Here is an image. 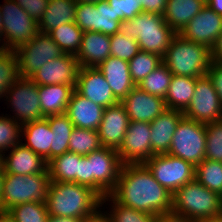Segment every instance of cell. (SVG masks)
I'll use <instances>...</instances> for the list:
<instances>
[{
	"instance_id": "1",
	"label": "cell",
	"mask_w": 222,
	"mask_h": 222,
	"mask_svg": "<svg viewBox=\"0 0 222 222\" xmlns=\"http://www.w3.org/2000/svg\"><path fill=\"white\" fill-rule=\"evenodd\" d=\"M117 203L154 216L172 211L173 194L143 164H123L115 189L109 194Z\"/></svg>"
},
{
	"instance_id": "2",
	"label": "cell",
	"mask_w": 222,
	"mask_h": 222,
	"mask_svg": "<svg viewBox=\"0 0 222 222\" xmlns=\"http://www.w3.org/2000/svg\"><path fill=\"white\" fill-rule=\"evenodd\" d=\"M102 198L87 186L51 181L46 198L49 215L89 219L101 207Z\"/></svg>"
},
{
	"instance_id": "3",
	"label": "cell",
	"mask_w": 222,
	"mask_h": 222,
	"mask_svg": "<svg viewBox=\"0 0 222 222\" xmlns=\"http://www.w3.org/2000/svg\"><path fill=\"white\" fill-rule=\"evenodd\" d=\"M119 33L137 40L140 50L160 55L165 54L176 35L162 15L142 12L131 20L120 22Z\"/></svg>"
},
{
	"instance_id": "4",
	"label": "cell",
	"mask_w": 222,
	"mask_h": 222,
	"mask_svg": "<svg viewBox=\"0 0 222 222\" xmlns=\"http://www.w3.org/2000/svg\"><path fill=\"white\" fill-rule=\"evenodd\" d=\"M162 62L173 75L199 78L207 75L210 68L211 49L176 34L162 56Z\"/></svg>"
},
{
	"instance_id": "5",
	"label": "cell",
	"mask_w": 222,
	"mask_h": 222,
	"mask_svg": "<svg viewBox=\"0 0 222 222\" xmlns=\"http://www.w3.org/2000/svg\"><path fill=\"white\" fill-rule=\"evenodd\" d=\"M171 212L201 222L222 214V197L194 179L173 193Z\"/></svg>"
},
{
	"instance_id": "6",
	"label": "cell",
	"mask_w": 222,
	"mask_h": 222,
	"mask_svg": "<svg viewBox=\"0 0 222 222\" xmlns=\"http://www.w3.org/2000/svg\"><path fill=\"white\" fill-rule=\"evenodd\" d=\"M50 182L48 169L43 173L30 175L5 173L0 212H7L13 206L21 203H46Z\"/></svg>"
},
{
	"instance_id": "7",
	"label": "cell",
	"mask_w": 222,
	"mask_h": 222,
	"mask_svg": "<svg viewBox=\"0 0 222 222\" xmlns=\"http://www.w3.org/2000/svg\"><path fill=\"white\" fill-rule=\"evenodd\" d=\"M206 124L183 117L174 132L168 154L192 163L205 159Z\"/></svg>"
},
{
	"instance_id": "8",
	"label": "cell",
	"mask_w": 222,
	"mask_h": 222,
	"mask_svg": "<svg viewBox=\"0 0 222 222\" xmlns=\"http://www.w3.org/2000/svg\"><path fill=\"white\" fill-rule=\"evenodd\" d=\"M0 4L3 26V50H16L29 42L38 32V23L14 0Z\"/></svg>"
},
{
	"instance_id": "9",
	"label": "cell",
	"mask_w": 222,
	"mask_h": 222,
	"mask_svg": "<svg viewBox=\"0 0 222 222\" xmlns=\"http://www.w3.org/2000/svg\"><path fill=\"white\" fill-rule=\"evenodd\" d=\"M153 177L172 194L195 179V166L168 153L155 154L143 163Z\"/></svg>"
},
{
	"instance_id": "10",
	"label": "cell",
	"mask_w": 222,
	"mask_h": 222,
	"mask_svg": "<svg viewBox=\"0 0 222 222\" xmlns=\"http://www.w3.org/2000/svg\"><path fill=\"white\" fill-rule=\"evenodd\" d=\"M89 158L92 190L105 198L116 187L122 168V161L117 150L101 147L86 155Z\"/></svg>"
},
{
	"instance_id": "11",
	"label": "cell",
	"mask_w": 222,
	"mask_h": 222,
	"mask_svg": "<svg viewBox=\"0 0 222 222\" xmlns=\"http://www.w3.org/2000/svg\"><path fill=\"white\" fill-rule=\"evenodd\" d=\"M6 98V99H5ZM4 101L11 106L15 119L21 125L44 118L40 107L38 85L30 78L20 77L6 92Z\"/></svg>"
},
{
	"instance_id": "12",
	"label": "cell",
	"mask_w": 222,
	"mask_h": 222,
	"mask_svg": "<svg viewBox=\"0 0 222 222\" xmlns=\"http://www.w3.org/2000/svg\"><path fill=\"white\" fill-rule=\"evenodd\" d=\"M19 76L29 78L41 66L64 54L53 39L45 33L38 32L29 42L16 50Z\"/></svg>"
},
{
	"instance_id": "13",
	"label": "cell",
	"mask_w": 222,
	"mask_h": 222,
	"mask_svg": "<svg viewBox=\"0 0 222 222\" xmlns=\"http://www.w3.org/2000/svg\"><path fill=\"white\" fill-rule=\"evenodd\" d=\"M184 117L201 123L221 120L222 104L208 75L196 78V86Z\"/></svg>"
},
{
	"instance_id": "14",
	"label": "cell",
	"mask_w": 222,
	"mask_h": 222,
	"mask_svg": "<svg viewBox=\"0 0 222 222\" xmlns=\"http://www.w3.org/2000/svg\"><path fill=\"white\" fill-rule=\"evenodd\" d=\"M75 23L83 31L114 35L119 32L120 22L106 0L93 3H77Z\"/></svg>"
},
{
	"instance_id": "15",
	"label": "cell",
	"mask_w": 222,
	"mask_h": 222,
	"mask_svg": "<svg viewBox=\"0 0 222 222\" xmlns=\"http://www.w3.org/2000/svg\"><path fill=\"white\" fill-rule=\"evenodd\" d=\"M148 122H130L122 145L117 150L123 164H141L155 155Z\"/></svg>"
},
{
	"instance_id": "16",
	"label": "cell",
	"mask_w": 222,
	"mask_h": 222,
	"mask_svg": "<svg viewBox=\"0 0 222 222\" xmlns=\"http://www.w3.org/2000/svg\"><path fill=\"white\" fill-rule=\"evenodd\" d=\"M79 69L76 55L64 53L41 66L29 78L38 86L66 84L75 88Z\"/></svg>"
},
{
	"instance_id": "17",
	"label": "cell",
	"mask_w": 222,
	"mask_h": 222,
	"mask_svg": "<svg viewBox=\"0 0 222 222\" xmlns=\"http://www.w3.org/2000/svg\"><path fill=\"white\" fill-rule=\"evenodd\" d=\"M222 33V16L205 5L179 33L184 39L212 49Z\"/></svg>"
},
{
	"instance_id": "18",
	"label": "cell",
	"mask_w": 222,
	"mask_h": 222,
	"mask_svg": "<svg viewBox=\"0 0 222 222\" xmlns=\"http://www.w3.org/2000/svg\"><path fill=\"white\" fill-rule=\"evenodd\" d=\"M75 91L104 108L119 103L104 75L97 67H80Z\"/></svg>"
},
{
	"instance_id": "19",
	"label": "cell",
	"mask_w": 222,
	"mask_h": 222,
	"mask_svg": "<svg viewBox=\"0 0 222 222\" xmlns=\"http://www.w3.org/2000/svg\"><path fill=\"white\" fill-rule=\"evenodd\" d=\"M120 103L124 106L130 122L151 123L167 109L164 98L151 95L138 86H135Z\"/></svg>"
},
{
	"instance_id": "20",
	"label": "cell",
	"mask_w": 222,
	"mask_h": 222,
	"mask_svg": "<svg viewBox=\"0 0 222 222\" xmlns=\"http://www.w3.org/2000/svg\"><path fill=\"white\" fill-rule=\"evenodd\" d=\"M129 123L130 119L120 102L104 108L97 130L102 146L118 150L122 145Z\"/></svg>"
},
{
	"instance_id": "21",
	"label": "cell",
	"mask_w": 222,
	"mask_h": 222,
	"mask_svg": "<svg viewBox=\"0 0 222 222\" xmlns=\"http://www.w3.org/2000/svg\"><path fill=\"white\" fill-rule=\"evenodd\" d=\"M2 155V165L5 173L30 175L43 173L47 170L48 163L38 154L22 143L16 145Z\"/></svg>"
},
{
	"instance_id": "22",
	"label": "cell",
	"mask_w": 222,
	"mask_h": 222,
	"mask_svg": "<svg viewBox=\"0 0 222 222\" xmlns=\"http://www.w3.org/2000/svg\"><path fill=\"white\" fill-rule=\"evenodd\" d=\"M97 68L104 75L113 95L119 102L136 86L130 75L128 61L110 56Z\"/></svg>"
},
{
	"instance_id": "23",
	"label": "cell",
	"mask_w": 222,
	"mask_h": 222,
	"mask_svg": "<svg viewBox=\"0 0 222 222\" xmlns=\"http://www.w3.org/2000/svg\"><path fill=\"white\" fill-rule=\"evenodd\" d=\"M110 51V35L85 31L82 34L81 47L76 58L80 67H98L110 57Z\"/></svg>"
},
{
	"instance_id": "24",
	"label": "cell",
	"mask_w": 222,
	"mask_h": 222,
	"mask_svg": "<svg viewBox=\"0 0 222 222\" xmlns=\"http://www.w3.org/2000/svg\"><path fill=\"white\" fill-rule=\"evenodd\" d=\"M103 111L104 107L74 91L68 103L66 114L75 127L98 130Z\"/></svg>"
},
{
	"instance_id": "25",
	"label": "cell",
	"mask_w": 222,
	"mask_h": 222,
	"mask_svg": "<svg viewBox=\"0 0 222 222\" xmlns=\"http://www.w3.org/2000/svg\"><path fill=\"white\" fill-rule=\"evenodd\" d=\"M184 117L180 110L166 109L150 123L152 151L168 153L178 123Z\"/></svg>"
},
{
	"instance_id": "26",
	"label": "cell",
	"mask_w": 222,
	"mask_h": 222,
	"mask_svg": "<svg viewBox=\"0 0 222 222\" xmlns=\"http://www.w3.org/2000/svg\"><path fill=\"white\" fill-rule=\"evenodd\" d=\"M52 135L53 132L51 131L48 120L44 117L22 125L21 143L41 156L48 163L50 161ZM23 140H25V143H23Z\"/></svg>"
},
{
	"instance_id": "27",
	"label": "cell",
	"mask_w": 222,
	"mask_h": 222,
	"mask_svg": "<svg viewBox=\"0 0 222 222\" xmlns=\"http://www.w3.org/2000/svg\"><path fill=\"white\" fill-rule=\"evenodd\" d=\"M75 88L66 84L38 86L43 117L66 113Z\"/></svg>"
},
{
	"instance_id": "28",
	"label": "cell",
	"mask_w": 222,
	"mask_h": 222,
	"mask_svg": "<svg viewBox=\"0 0 222 222\" xmlns=\"http://www.w3.org/2000/svg\"><path fill=\"white\" fill-rule=\"evenodd\" d=\"M205 5L203 0H168L163 18L172 30L179 34Z\"/></svg>"
},
{
	"instance_id": "29",
	"label": "cell",
	"mask_w": 222,
	"mask_h": 222,
	"mask_svg": "<svg viewBox=\"0 0 222 222\" xmlns=\"http://www.w3.org/2000/svg\"><path fill=\"white\" fill-rule=\"evenodd\" d=\"M76 6L75 0H49L47 9L38 23L39 32L48 34L65 23L74 22Z\"/></svg>"
},
{
	"instance_id": "30",
	"label": "cell",
	"mask_w": 222,
	"mask_h": 222,
	"mask_svg": "<svg viewBox=\"0 0 222 222\" xmlns=\"http://www.w3.org/2000/svg\"><path fill=\"white\" fill-rule=\"evenodd\" d=\"M196 86V78L173 75L165 97L167 109L184 111L190 104Z\"/></svg>"
},
{
	"instance_id": "31",
	"label": "cell",
	"mask_w": 222,
	"mask_h": 222,
	"mask_svg": "<svg viewBox=\"0 0 222 222\" xmlns=\"http://www.w3.org/2000/svg\"><path fill=\"white\" fill-rule=\"evenodd\" d=\"M82 156L66 152L48 162L50 180L56 182H74L79 184V163Z\"/></svg>"
},
{
	"instance_id": "32",
	"label": "cell",
	"mask_w": 222,
	"mask_h": 222,
	"mask_svg": "<svg viewBox=\"0 0 222 222\" xmlns=\"http://www.w3.org/2000/svg\"><path fill=\"white\" fill-rule=\"evenodd\" d=\"M45 118L48 120L53 132L50 147V160H52L63 153L69 152V140L75 126L69 120L66 113L51 115Z\"/></svg>"
},
{
	"instance_id": "33",
	"label": "cell",
	"mask_w": 222,
	"mask_h": 222,
	"mask_svg": "<svg viewBox=\"0 0 222 222\" xmlns=\"http://www.w3.org/2000/svg\"><path fill=\"white\" fill-rule=\"evenodd\" d=\"M82 34L83 31L75 22L65 23L48 33L64 53L71 55H76L79 52Z\"/></svg>"
},
{
	"instance_id": "34",
	"label": "cell",
	"mask_w": 222,
	"mask_h": 222,
	"mask_svg": "<svg viewBox=\"0 0 222 222\" xmlns=\"http://www.w3.org/2000/svg\"><path fill=\"white\" fill-rule=\"evenodd\" d=\"M108 201L110 202L109 205H111L110 212L109 210H106V212L103 210V212L111 222H156L157 216L123 206L117 203L110 195L102 198L101 207H103L104 203L106 205Z\"/></svg>"
},
{
	"instance_id": "35",
	"label": "cell",
	"mask_w": 222,
	"mask_h": 222,
	"mask_svg": "<svg viewBox=\"0 0 222 222\" xmlns=\"http://www.w3.org/2000/svg\"><path fill=\"white\" fill-rule=\"evenodd\" d=\"M195 179L222 197V162L204 159L195 167Z\"/></svg>"
},
{
	"instance_id": "36",
	"label": "cell",
	"mask_w": 222,
	"mask_h": 222,
	"mask_svg": "<svg viewBox=\"0 0 222 222\" xmlns=\"http://www.w3.org/2000/svg\"><path fill=\"white\" fill-rule=\"evenodd\" d=\"M101 147L97 130L74 127L69 140V152L86 156Z\"/></svg>"
},
{
	"instance_id": "37",
	"label": "cell",
	"mask_w": 222,
	"mask_h": 222,
	"mask_svg": "<svg viewBox=\"0 0 222 222\" xmlns=\"http://www.w3.org/2000/svg\"><path fill=\"white\" fill-rule=\"evenodd\" d=\"M172 76L173 74L162 62L136 86L151 95H156L165 99Z\"/></svg>"
},
{
	"instance_id": "38",
	"label": "cell",
	"mask_w": 222,
	"mask_h": 222,
	"mask_svg": "<svg viewBox=\"0 0 222 222\" xmlns=\"http://www.w3.org/2000/svg\"><path fill=\"white\" fill-rule=\"evenodd\" d=\"M19 78L18 58L15 50H0V99H4L8 89Z\"/></svg>"
},
{
	"instance_id": "39",
	"label": "cell",
	"mask_w": 222,
	"mask_h": 222,
	"mask_svg": "<svg viewBox=\"0 0 222 222\" xmlns=\"http://www.w3.org/2000/svg\"><path fill=\"white\" fill-rule=\"evenodd\" d=\"M162 63L160 55L140 50L130 61V75L135 83L139 84L146 76Z\"/></svg>"
},
{
	"instance_id": "40",
	"label": "cell",
	"mask_w": 222,
	"mask_h": 222,
	"mask_svg": "<svg viewBox=\"0 0 222 222\" xmlns=\"http://www.w3.org/2000/svg\"><path fill=\"white\" fill-rule=\"evenodd\" d=\"M15 222H47L46 203L27 202L13 206L6 212Z\"/></svg>"
},
{
	"instance_id": "41",
	"label": "cell",
	"mask_w": 222,
	"mask_h": 222,
	"mask_svg": "<svg viewBox=\"0 0 222 222\" xmlns=\"http://www.w3.org/2000/svg\"><path fill=\"white\" fill-rule=\"evenodd\" d=\"M22 125L15 119L2 114L0 116V154L21 143Z\"/></svg>"
},
{
	"instance_id": "42",
	"label": "cell",
	"mask_w": 222,
	"mask_h": 222,
	"mask_svg": "<svg viewBox=\"0 0 222 222\" xmlns=\"http://www.w3.org/2000/svg\"><path fill=\"white\" fill-rule=\"evenodd\" d=\"M205 159L222 162V120L206 123Z\"/></svg>"
},
{
	"instance_id": "43",
	"label": "cell",
	"mask_w": 222,
	"mask_h": 222,
	"mask_svg": "<svg viewBox=\"0 0 222 222\" xmlns=\"http://www.w3.org/2000/svg\"><path fill=\"white\" fill-rule=\"evenodd\" d=\"M110 44V56H114L128 62L140 51L136 39L127 38L119 32L114 35H110Z\"/></svg>"
},
{
	"instance_id": "44",
	"label": "cell",
	"mask_w": 222,
	"mask_h": 222,
	"mask_svg": "<svg viewBox=\"0 0 222 222\" xmlns=\"http://www.w3.org/2000/svg\"><path fill=\"white\" fill-rule=\"evenodd\" d=\"M115 13V20H131L143 12L139 0H106Z\"/></svg>"
},
{
	"instance_id": "45",
	"label": "cell",
	"mask_w": 222,
	"mask_h": 222,
	"mask_svg": "<svg viewBox=\"0 0 222 222\" xmlns=\"http://www.w3.org/2000/svg\"><path fill=\"white\" fill-rule=\"evenodd\" d=\"M37 23L42 19L49 0H14Z\"/></svg>"
},
{
	"instance_id": "46",
	"label": "cell",
	"mask_w": 222,
	"mask_h": 222,
	"mask_svg": "<svg viewBox=\"0 0 222 222\" xmlns=\"http://www.w3.org/2000/svg\"><path fill=\"white\" fill-rule=\"evenodd\" d=\"M207 75L212 80L215 91L218 94L222 104V65L211 62Z\"/></svg>"
},
{
	"instance_id": "47",
	"label": "cell",
	"mask_w": 222,
	"mask_h": 222,
	"mask_svg": "<svg viewBox=\"0 0 222 222\" xmlns=\"http://www.w3.org/2000/svg\"><path fill=\"white\" fill-rule=\"evenodd\" d=\"M167 1L168 0H139V5L142 6L143 12L156 13L163 16Z\"/></svg>"
},
{
	"instance_id": "48",
	"label": "cell",
	"mask_w": 222,
	"mask_h": 222,
	"mask_svg": "<svg viewBox=\"0 0 222 222\" xmlns=\"http://www.w3.org/2000/svg\"><path fill=\"white\" fill-rule=\"evenodd\" d=\"M89 158L82 156L79 163V184L92 189V175H90Z\"/></svg>"
},
{
	"instance_id": "49",
	"label": "cell",
	"mask_w": 222,
	"mask_h": 222,
	"mask_svg": "<svg viewBox=\"0 0 222 222\" xmlns=\"http://www.w3.org/2000/svg\"><path fill=\"white\" fill-rule=\"evenodd\" d=\"M156 222H195L185 216L177 215L175 213H165L157 216Z\"/></svg>"
},
{
	"instance_id": "50",
	"label": "cell",
	"mask_w": 222,
	"mask_h": 222,
	"mask_svg": "<svg viewBox=\"0 0 222 222\" xmlns=\"http://www.w3.org/2000/svg\"><path fill=\"white\" fill-rule=\"evenodd\" d=\"M212 62L222 65V33L216 40L215 45L211 49Z\"/></svg>"
},
{
	"instance_id": "51",
	"label": "cell",
	"mask_w": 222,
	"mask_h": 222,
	"mask_svg": "<svg viewBox=\"0 0 222 222\" xmlns=\"http://www.w3.org/2000/svg\"><path fill=\"white\" fill-rule=\"evenodd\" d=\"M47 222H84L82 218L49 215Z\"/></svg>"
},
{
	"instance_id": "52",
	"label": "cell",
	"mask_w": 222,
	"mask_h": 222,
	"mask_svg": "<svg viewBox=\"0 0 222 222\" xmlns=\"http://www.w3.org/2000/svg\"><path fill=\"white\" fill-rule=\"evenodd\" d=\"M206 5L209 6L213 11L222 16V0H208Z\"/></svg>"
},
{
	"instance_id": "53",
	"label": "cell",
	"mask_w": 222,
	"mask_h": 222,
	"mask_svg": "<svg viewBox=\"0 0 222 222\" xmlns=\"http://www.w3.org/2000/svg\"><path fill=\"white\" fill-rule=\"evenodd\" d=\"M84 222H111L103 211H99L96 215L89 219H85Z\"/></svg>"
},
{
	"instance_id": "54",
	"label": "cell",
	"mask_w": 222,
	"mask_h": 222,
	"mask_svg": "<svg viewBox=\"0 0 222 222\" xmlns=\"http://www.w3.org/2000/svg\"><path fill=\"white\" fill-rule=\"evenodd\" d=\"M0 222H15L6 212H0Z\"/></svg>"
},
{
	"instance_id": "55",
	"label": "cell",
	"mask_w": 222,
	"mask_h": 222,
	"mask_svg": "<svg viewBox=\"0 0 222 222\" xmlns=\"http://www.w3.org/2000/svg\"><path fill=\"white\" fill-rule=\"evenodd\" d=\"M0 50H3V26H2V15L0 10Z\"/></svg>"
},
{
	"instance_id": "56",
	"label": "cell",
	"mask_w": 222,
	"mask_h": 222,
	"mask_svg": "<svg viewBox=\"0 0 222 222\" xmlns=\"http://www.w3.org/2000/svg\"><path fill=\"white\" fill-rule=\"evenodd\" d=\"M4 167L3 165L0 166V198H1V194H2V185H3V178H4Z\"/></svg>"
},
{
	"instance_id": "57",
	"label": "cell",
	"mask_w": 222,
	"mask_h": 222,
	"mask_svg": "<svg viewBox=\"0 0 222 222\" xmlns=\"http://www.w3.org/2000/svg\"><path fill=\"white\" fill-rule=\"evenodd\" d=\"M201 222H222V214L207 220H203Z\"/></svg>"
},
{
	"instance_id": "58",
	"label": "cell",
	"mask_w": 222,
	"mask_h": 222,
	"mask_svg": "<svg viewBox=\"0 0 222 222\" xmlns=\"http://www.w3.org/2000/svg\"><path fill=\"white\" fill-rule=\"evenodd\" d=\"M77 3H97L99 1H102V0H75Z\"/></svg>"
},
{
	"instance_id": "59",
	"label": "cell",
	"mask_w": 222,
	"mask_h": 222,
	"mask_svg": "<svg viewBox=\"0 0 222 222\" xmlns=\"http://www.w3.org/2000/svg\"><path fill=\"white\" fill-rule=\"evenodd\" d=\"M2 165V155L0 154V166Z\"/></svg>"
}]
</instances>
